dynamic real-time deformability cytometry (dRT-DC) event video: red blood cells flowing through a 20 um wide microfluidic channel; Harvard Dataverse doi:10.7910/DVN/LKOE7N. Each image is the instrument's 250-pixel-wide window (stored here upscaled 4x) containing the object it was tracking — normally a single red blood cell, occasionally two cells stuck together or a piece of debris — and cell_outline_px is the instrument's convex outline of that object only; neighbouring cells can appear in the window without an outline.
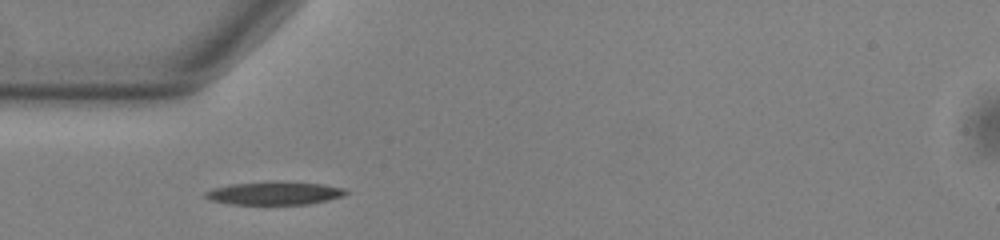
{"species": "common noctule bat (a hibernating species)", "species_latin": "Nyctalus noctula", "temperature_condition": "warm", "stored_images_in_passage": 38, "camera_frame_rate_fps": 3000, "um_per_image_px": 0.085, "animal": {"sex": "male", "body_mass_g": 13.0, "forearm_length_mm": 53.1}, "frame": {"image": 1, "passage_image": 1, "time_ms": 0.0, "image_size_px": [1000, 240], "cell_outline_px": [[348, 192], [344, 196], [328, 200], [308, 204], [232, 204], [212, 200], [204, 196], [204, 192], [216, 188], [232, 184], [276, 180], [284, 180], [324, 184], [344, 188]], "centroid_in_image_um": [23.4, 16.4], "position_along_channel_um": 61.6, "area_um2": 19.13}}
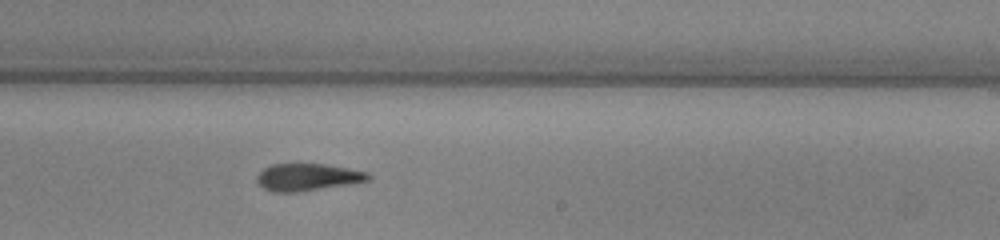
{"frame": {"image": 2, "passage_image": 17, "time_ms": 5.333, "image_size_px": [1000, 240], "cell_outline_px": [[372, 176], [368, 180], [296, 192], [272, 192], [264, 188], [256, 180], [256, 176], [264, 168], [272, 164], [324, 164], [348, 168], [368, 172]], "centroid_in_image_um": [26.1, 15.04], "position_along_channel_um": 262.9, "area_um2": 17.28}}
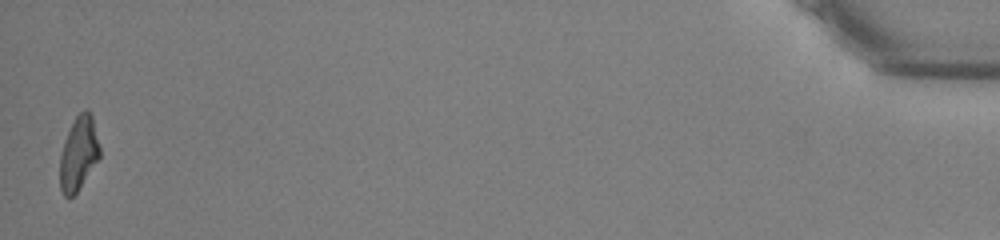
{"frame": {"image": 3, "passage_image": 38, "time_ms": 12.333, "image_size_px": [1000, 240], "cell_outline_px": [[100, 156], [76, 192], [72, 196], [64, 196], [60, 188], [60, 156], [68, 132], [76, 116], [84, 108], [88, 108], [92, 116], [100, 148]], "centroid_in_image_um": [6.68, 13.01], "position_along_channel_um": 428.5, "area_um2": 16.7}, "authors_computed_cell_mechanics": {"area_um2": 17.8891, "velocity_mm_per_s": 3.8041, "shape_relaxation_time_tau1_ms": 6.8541, "shape_relaxation_time_tau2_ms": 4.1325, "deformation_change_tau1": 0.2278, "deformation_change_tau2": 0.136}}